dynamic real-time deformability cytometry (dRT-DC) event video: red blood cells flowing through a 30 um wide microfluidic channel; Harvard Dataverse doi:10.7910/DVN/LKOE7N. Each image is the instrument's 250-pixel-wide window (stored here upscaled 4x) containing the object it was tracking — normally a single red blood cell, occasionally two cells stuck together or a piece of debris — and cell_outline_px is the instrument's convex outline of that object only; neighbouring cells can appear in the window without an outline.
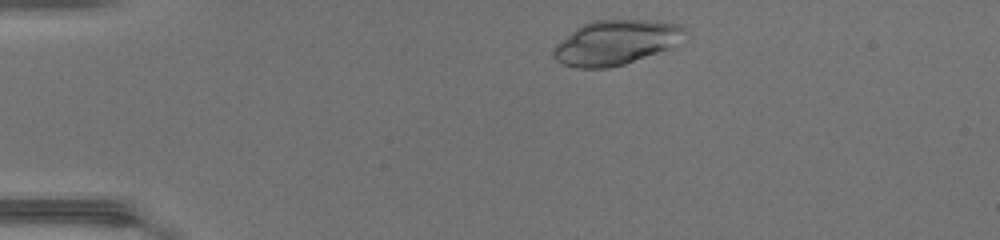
{"species": "common noctule bat (a hibernating species)", "species_latin": "Nyctalus noctula", "temperature_condition": "warm", "stored_images_in_passage": 40, "camera_frame_rate_fps": 3000, "um_per_image_px": 0.085, "animal": {"sex": "female", "body_mass_g": 17.0, "forearm_length_mm": 48.0}, "frame": {"image": 1, "passage_image": 3, "time_ms": 0.667, "image_size_px": [1000, 240], "cell_outline_px": [[680, 28], [664, 48], [656, 52], [624, 64], [608, 68], [576, 68], [564, 64], [556, 60], [552, 56], [552, 48], [556, 44], [576, 28], [584, 24], [596, 20], [644, 20], [672, 24]], "centroid_in_image_um": [52.05, 3.64], "position_along_channel_um": 32.9, "area_um2": 32.19}}